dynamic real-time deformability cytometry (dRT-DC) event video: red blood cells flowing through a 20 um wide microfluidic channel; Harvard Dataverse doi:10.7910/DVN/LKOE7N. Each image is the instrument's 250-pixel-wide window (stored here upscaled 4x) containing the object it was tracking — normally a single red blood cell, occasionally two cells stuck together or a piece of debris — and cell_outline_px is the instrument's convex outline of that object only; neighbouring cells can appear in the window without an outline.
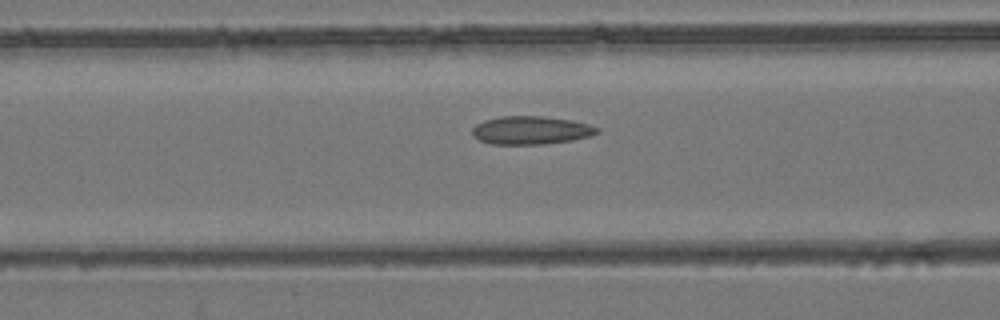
{"species": "common noctule bat (a hibernating species)", "species_latin": "Nyctalus noctula", "temperature_condition": "room temperature", "stored_images_in_passage": 42, "camera_frame_rate_fps": 3000, "um_per_image_px": 0.085, "animal": {"sex": "female", "body_mass_g": 24.6, "forearm_length_mm": 56.2}, "frame": {"image": 1, "passage_image": 10, "time_ms": 3.0, "image_size_px": [1000, 320], "cell_outline_px": [[600, 132], [588, 136], [572, 140], [544, 144], [492, 144], [480, 140], [472, 136], [472, 128], [476, 124], [484, 120], [500, 116], [544, 116], [572, 120], [588, 124], [600, 128]], "centroid_in_image_um": [45.12, 11.06], "position_along_channel_um": 121.5, "area_um2": 20.58}}
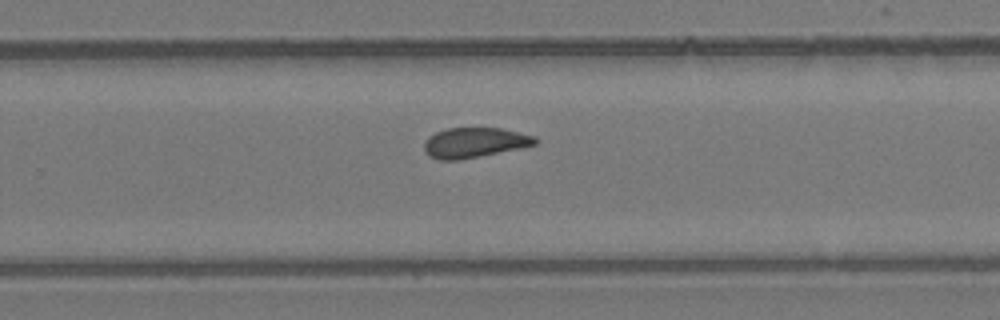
{"frame": {"image": 2, "passage_image": 23, "time_ms": 7.333, "image_size_px": [1000, 320], "cell_outline_px": [[540, 140], [536, 144], [520, 148], [460, 160], [440, 160], [432, 156], [424, 148], [424, 140], [428, 136], [436, 132], [448, 128], [500, 128], [536, 136]], "centroid_in_image_um": [40.36, 12.11], "position_along_channel_um": 289.4, "area_um2": 19.36}}
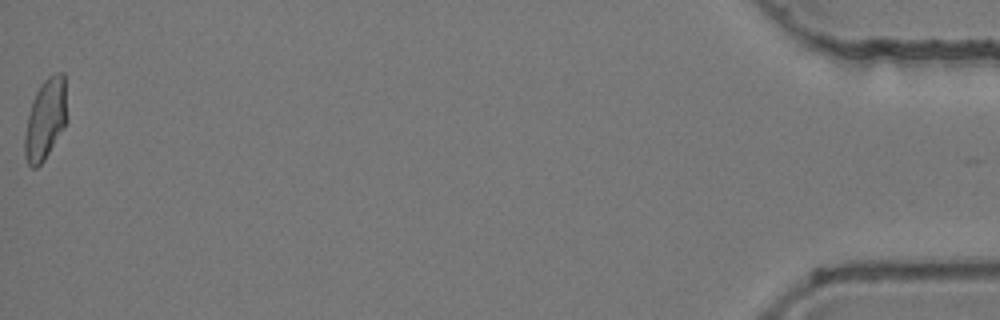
{"frame": {"image": 3, "passage_image": 42, "time_ms": 13.667, "image_size_px": [1000, 320], "cell_outline_px": [[68, 120], [64, 128], [44, 160], [36, 168], [32, 168], [28, 164], [24, 156], [24, 136], [28, 116], [32, 100], [40, 84], [48, 76], [56, 72], [64, 72]], "centroid_in_image_um": [3.88, 10.11], "position_along_channel_um": 431.3, "area_um2": 20.23}, "authors_computed_cell_mechanics": {"area_um2": 19.7098, "velocity_mm_per_s": 3.884, "shape_relaxation_time_tau1_ms": null, "shape_relaxation_time_tau2_ms": 1.4468, "deformation_change_tau1": null, "deformation_change_tau2": 0.0754}}